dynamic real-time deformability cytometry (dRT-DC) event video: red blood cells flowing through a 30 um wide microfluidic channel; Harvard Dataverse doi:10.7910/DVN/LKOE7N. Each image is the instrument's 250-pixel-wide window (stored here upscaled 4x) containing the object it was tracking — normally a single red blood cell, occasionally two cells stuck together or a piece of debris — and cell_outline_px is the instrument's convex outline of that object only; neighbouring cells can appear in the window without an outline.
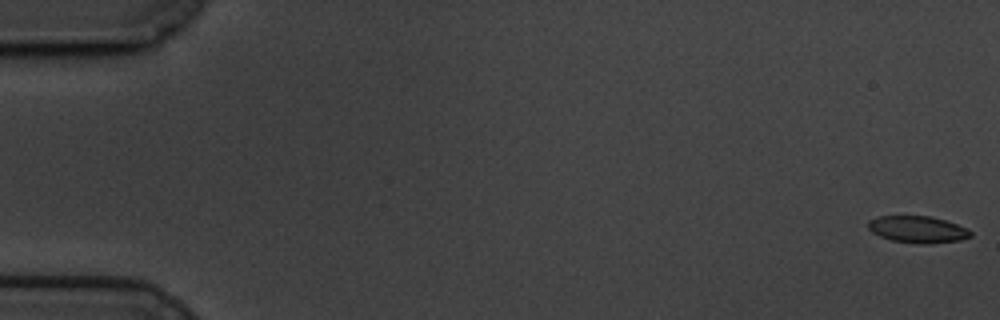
{"species": "common noctule bat (a hibernating species)", "species_latin": "Nyctalus noctula", "temperature_condition": "cold", "stored_images_in_passage": 60, "camera_frame_rate_fps": 3000, "um_per_image_px": 0.085, "animal": {"sex": "male", "body_mass_g": 19.5, "forearm_length_mm": 54.6}, "frame": {"image": 1, "passage_image": 1, "time_ms": 0.0, "image_size_px": [1000, 320], "cell_outline_px": [[972, 236], [960, 240], [928, 244], [920, 244], [892, 240], [880, 236], [872, 232], [868, 228], [868, 220], [876, 216], [932, 216], [968, 228], [972, 232]], "centroid_in_image_um": [78.0, 19.49], "position_along_channel_um": 7.0, "area_um2": 16.07}}
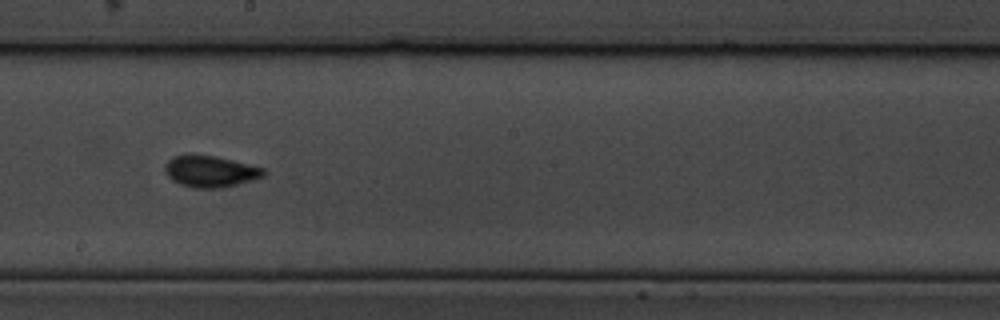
{"frame": {"image": 2, "passage_image": 34, "time_ms": 11.0, "image_size_px": [1000, 320], "cell_outline_px": [[264, 176], [252, 180], [220, 188], [196, 188], [180, 184], [172, 180], [164, 172], [164, 164], [172, 156], [184, 152], [192, 152], [216, 156], [264, 168]], "centroid_in_image_um": [17.78, 14.52], "position_along_channel_um": 230.4, "area_um2": 18.5}}
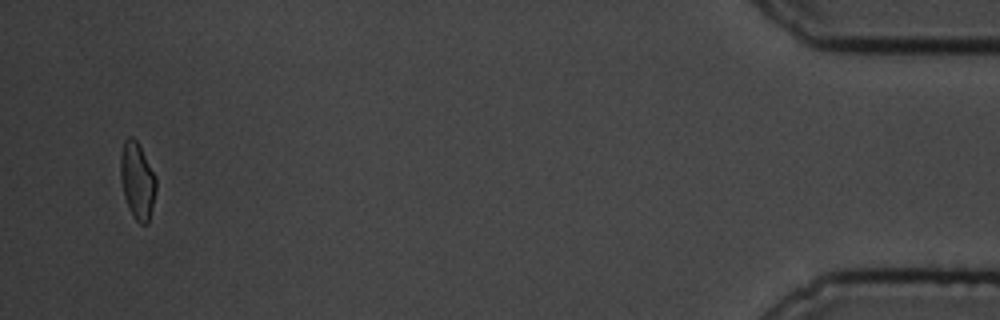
{"frame": {"image": 3, "passage_image": 58, "time_ms": 19.0, "image_size_px": [1000, 320], "cell_outline_px": [[156, 192], [148, 224], [140, 224], [136, 220], [124, 196], [120, 176], [120, 156], [124, 140], [128, 136], [132, 136], [136, 140], [156, 176]], "centroid_in_image_um": [11.67, 15.34], "position_along_channel_um": 423.5, "area_um2": 15.78}, "authors_computed_cell_mechanics": {"area_um2": 16.7909, "velocity_mm_per_s": 3.3981, "shape_relaxation_time_tau1_ms": 4.856, "shape_relaxation_time_tau2_ms": 2.2071, "deformation_change_tau1": 0.1024, "deformation_change_tau2": 0.0574}}